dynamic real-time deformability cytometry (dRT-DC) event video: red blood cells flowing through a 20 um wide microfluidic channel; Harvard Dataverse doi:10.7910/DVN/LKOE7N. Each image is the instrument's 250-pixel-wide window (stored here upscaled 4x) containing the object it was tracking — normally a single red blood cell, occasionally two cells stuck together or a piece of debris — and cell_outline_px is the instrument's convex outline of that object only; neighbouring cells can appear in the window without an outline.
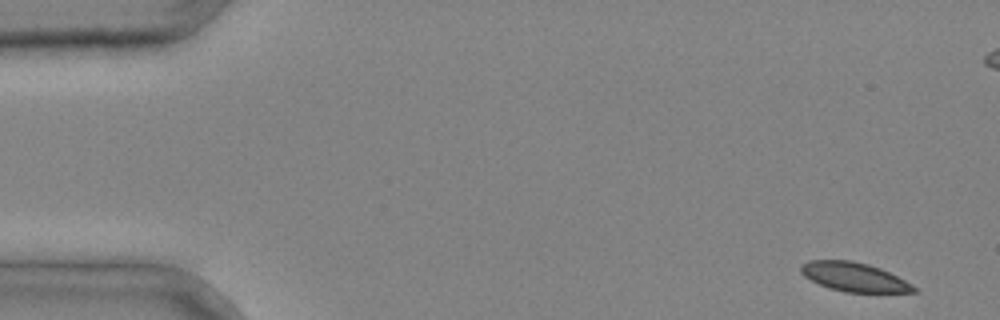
{"species": "common noctule bat (a hibernating species)", "species_latin": "Nyctalus noctula", "temperature_condition": "cold", "stored_images_in_passage": 4, "camera_frame_rate_fps": 3000, "um_per_image_px": 0.085, "animal": {"sex": "male", "body_mass_g": 20.4}, "frame": {"image": 1, "passage_image": 1, "time_ms": 0.0, "image_size_px": [1000, 320], "cell_outline_px": [[920, 292], [844, 292], [828, 288], [804, 276], [800, 272], [800, 264], [808, 260], [852, 260], [868, 264], [880, 268], [912, 284]], "centroid_in_image_um": [72.57, 23.54], "position_along_channel_um": 12.4, "area_um2": 19.07}}